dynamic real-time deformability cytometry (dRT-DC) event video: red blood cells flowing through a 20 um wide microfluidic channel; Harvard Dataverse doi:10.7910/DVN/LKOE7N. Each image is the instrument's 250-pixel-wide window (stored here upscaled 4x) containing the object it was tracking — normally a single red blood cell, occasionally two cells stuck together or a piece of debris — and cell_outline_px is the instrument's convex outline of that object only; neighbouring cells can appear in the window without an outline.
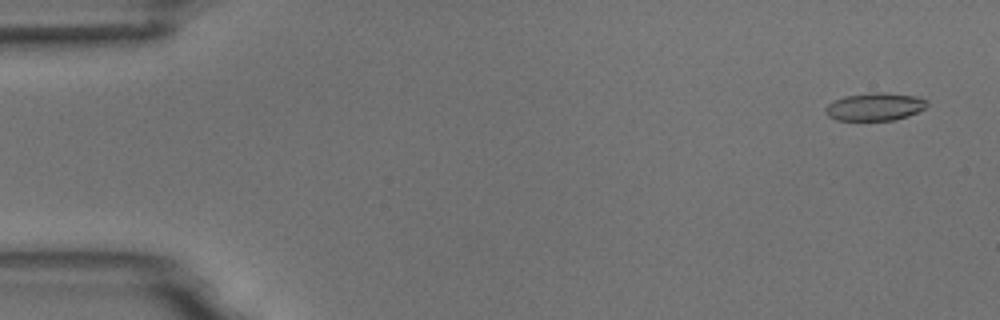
{"species": "common noctule bat (a hibernating species)", "species_latin": "Nyctalus noctula", "temperature_condition": "room temperature", "stored_images_in_passage": 6, "camera_frame_rate_fps": 3000, "um_per_image_px": 0.085, "animal": {"sex": "male", "body_mass_g": 18.8}, "frame": {"image": 1, "passage_image": 1, "time_ms": 0.0, "image_size_px": [1000, 320], "cell_outline_px": [[928, 104], [924, 108], [908, 116], [892, 120], [836, 120], [828, 116], [824, 112], [824, 108], [828, 104], [844, 96], [872, 92], [884, 92], [916, 96], [928, 100]], "centroid_in_image_um": [74.35, 9.06], "position_along_channel_um": 10.6, "area_um2": 16.47}}
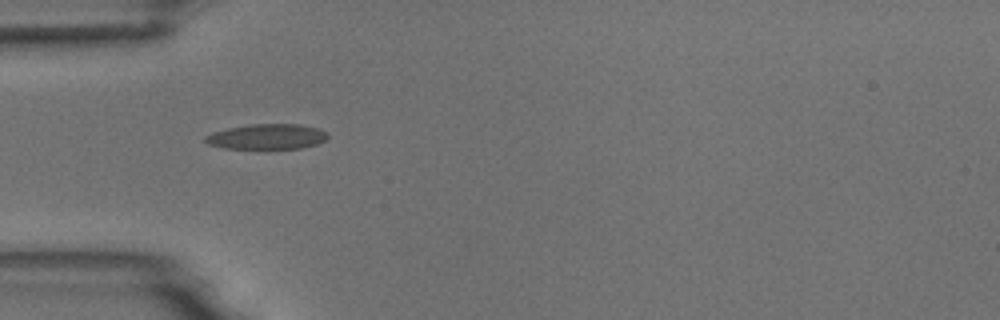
{"frame": {"image": 2, "passage_image": 5, "time_ms": 4.667, "image_size_px": [1000, 320], "cell_outline_px": [[328, 136], [324, 140], [316, 144], [300, 148], [224, 148], [208, 144], [204, 140], [204, 136], [212, 132], [228, 128], [252, 124], [300, 124], [320, 128], [328, 132]], "centroid_in_image_um": [22.7, 11.6], "position_along_channel_um": 62.3, "area_um2": 17.98}}